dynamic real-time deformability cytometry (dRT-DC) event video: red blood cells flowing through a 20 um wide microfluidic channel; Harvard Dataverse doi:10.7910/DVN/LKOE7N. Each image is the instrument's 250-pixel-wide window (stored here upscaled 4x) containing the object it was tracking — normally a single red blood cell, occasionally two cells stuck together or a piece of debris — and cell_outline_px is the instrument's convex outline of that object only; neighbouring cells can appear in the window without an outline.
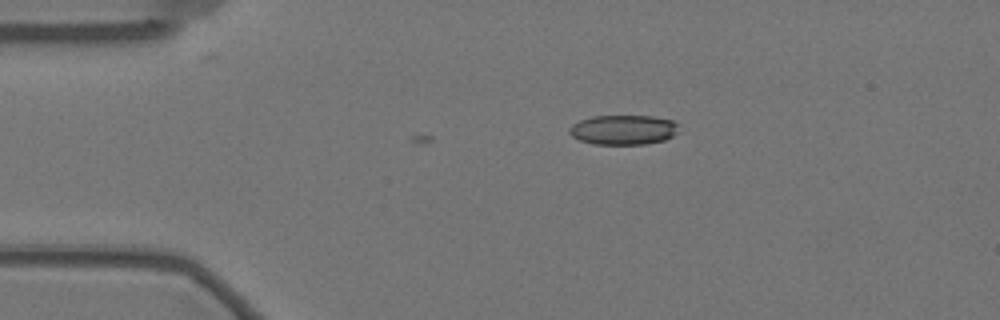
{"species": "Egyptian fruit bat (a non-hibernating species)", "species_latin": "Rousettus aegyptiacus", "temperature_condition": "warm", "stored_images_in_passage": 9, "camera_frame_rate_fps": 3000, "um_per_image_px": 0.085, "animal": {"sex": "female"}, "frame": {"image": 1, "passage_image": 9, "time_ms": 2.667, "image_size_px": [1000, 320], "cell_outline_px": [[676, 132], [672, 136], [664, 140], [644, 144], [592, 144], [580, 140], [572, 136], [568, 132], [568, 128], [572, 124], [580, 120], [592, 116], [652, 116], [672, 120], [676, 124]], "centroid_in_image_um": [52.93, 11.03], "position_along_channel_um": 32.1, "area_um2": 18.84}}